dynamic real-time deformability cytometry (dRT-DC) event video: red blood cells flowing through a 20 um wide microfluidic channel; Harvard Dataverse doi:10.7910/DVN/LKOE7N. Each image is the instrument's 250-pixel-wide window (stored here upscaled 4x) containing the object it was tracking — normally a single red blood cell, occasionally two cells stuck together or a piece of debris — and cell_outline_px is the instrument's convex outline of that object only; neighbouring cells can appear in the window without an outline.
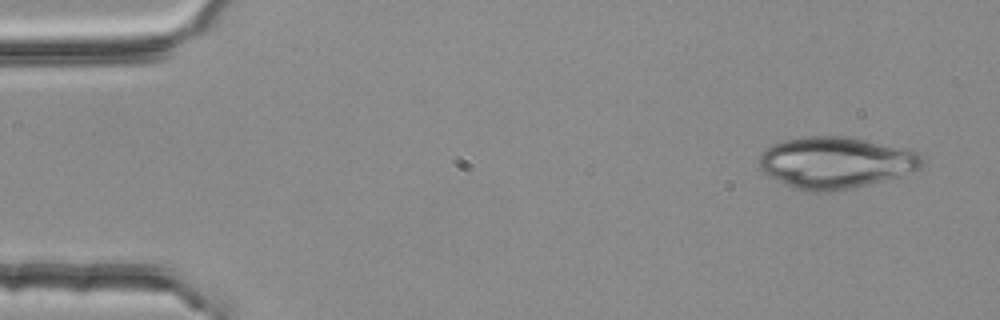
{"species": "common noctule bat (a hibernating species)", "species_latin": "Nyctalus noctula", "temperature_condition": "room temperature", "stored_images_in_passage": 5, "camera_frame_rate_fps": 3000, "um_per_image_px": 0.085, "animal": {"sex": "female", "body_mass_g": 25.1}, "frame": {"image": 1, "passage_image": 1, "time_ms": 0.0, "image_size_px": [1000, 320], "cell_outline_px": [[924, 164], [920, 168], [900, 176], [868, 184], [828, 192], [808, 192], [784, 184], [768, 176], [760, 168], [760, 156], [772, 144], [784, 140], [804, 136], [848, 136], [912, 148], [924, 156]], "centroid_in_image_um": [71.09, 13.8], "position_along_channel_um": 13.9, "area_um2": 49.36}}